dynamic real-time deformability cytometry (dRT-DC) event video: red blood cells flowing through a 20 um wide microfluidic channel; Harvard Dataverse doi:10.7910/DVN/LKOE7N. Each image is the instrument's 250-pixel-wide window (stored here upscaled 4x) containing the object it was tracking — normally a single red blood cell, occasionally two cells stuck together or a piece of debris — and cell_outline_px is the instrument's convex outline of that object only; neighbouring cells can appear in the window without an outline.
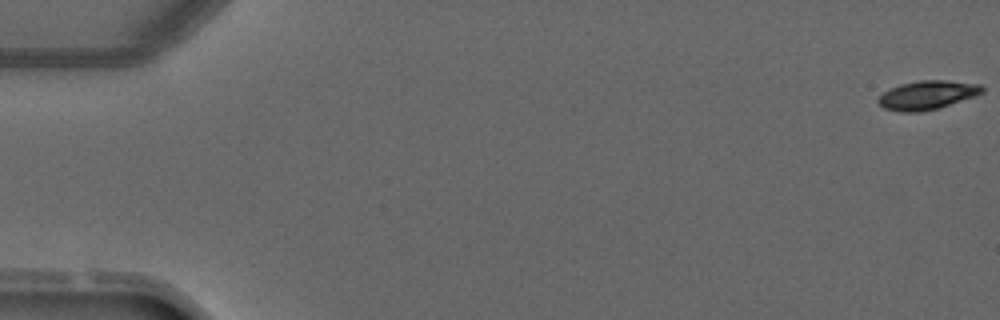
{"species": "common noctule bat (a hibernating species)", "species_latin": "Nyctalus noctula", "temperature_condition": "warm", "stored_images_in_passage": 5, "camera_frame_rate_fps": 3000, "um_per_image_px": 0.085, "animal": {"sex": "male", "forearm_length_mm": 52.5}, "frame": {"image": 1, "passage_image": 1, "time_ms": 0.0, "image_size_px": [1000, 320], "cell_outline_px": [[984, 92], [976, 96], [940, 108], [920, 112], [900, 112], [884, 108], [876, 100], [884, 92], [900, 84], [920, 80], [948, 80], [980, 84], [984, 88]], "centroid_in_image_um": [78.86, 8.08], "position_along_channel_um": 6.1, "area_um2": 17.57}}
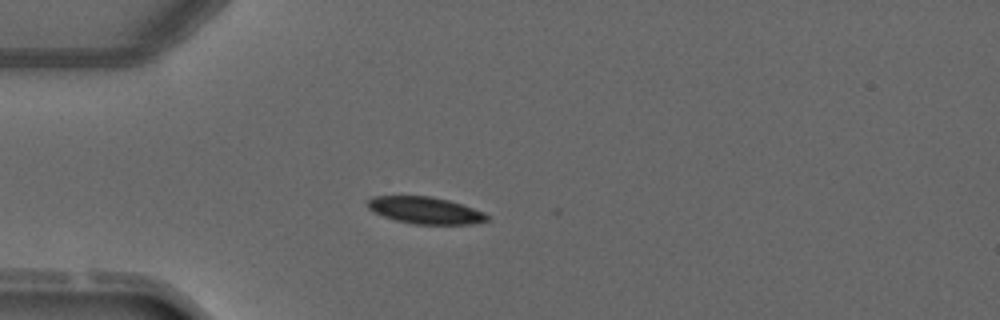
{"frame": {"image": 2, "passage_image": 5, "time_ms": 7.0, "image_size_px": [1000, 320], "cell_outline_px": [[488, 220], [472, 224], [412, 224], [396, 220], [372, 212], [368, 208], [368, 200], [372, 196], [428, 196], [448, 200], [484, 212], [488, 216]], "centroid_in_image_um": [36.11, 17.88], "position_along_channel_um": 48.9, "area_um2": 18.55}}